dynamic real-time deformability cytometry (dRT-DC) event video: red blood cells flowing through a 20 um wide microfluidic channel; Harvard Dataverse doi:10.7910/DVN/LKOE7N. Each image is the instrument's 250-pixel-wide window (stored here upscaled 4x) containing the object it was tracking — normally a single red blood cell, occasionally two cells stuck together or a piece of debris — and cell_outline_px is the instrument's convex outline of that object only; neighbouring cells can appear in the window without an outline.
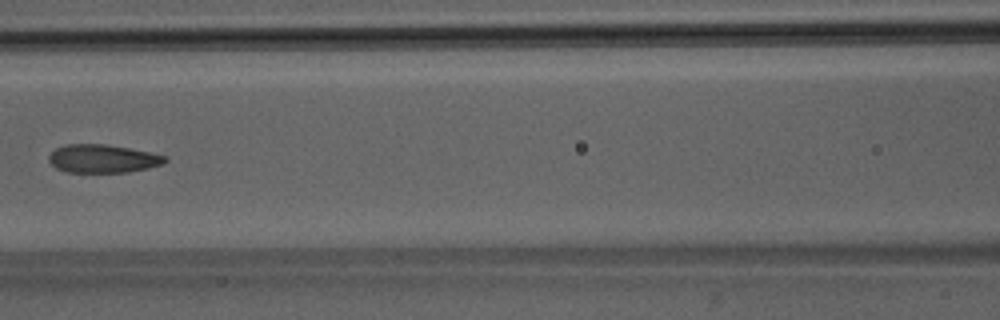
{"species": "Egyptian fruit bat (a non-hibernating species)", "species_latin": "Rousettus aegyptiacus", "temperature_condition": "room temperature", "stored_images_in_passage": 7, "camera_frame_rate_fps": 3000, "um_per_image_px": 0.085, "animal": {"sex": "male"}, "frame": {"image": 1, "passage_image": 7, "time_ms": 7.0, "image_size_px": [1000, 320], "cell_outline_px": [[168, 160], [164, 164], [148, 168], [128, 172], [68, 172], [56, 168], [48, 160], [48, 156], [56, 148], [64, 144], [104, 144], [152, 152], [168, 156]], "centroid_in_image_um": [8.77, 13.48], "position_along_channel_um": 157.8, "area_um2": 19.25}}